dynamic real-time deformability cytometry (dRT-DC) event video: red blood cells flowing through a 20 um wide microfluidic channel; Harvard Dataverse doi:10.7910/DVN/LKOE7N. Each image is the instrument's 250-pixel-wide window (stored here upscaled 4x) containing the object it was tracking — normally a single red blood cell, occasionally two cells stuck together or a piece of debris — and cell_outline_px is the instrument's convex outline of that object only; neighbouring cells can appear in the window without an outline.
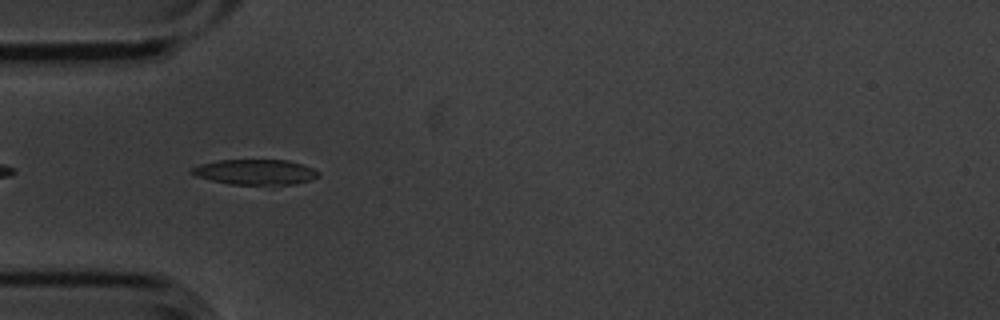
{"species": "common noctule bat (a hibernating species)", "species_latin": "Nyctalus noctula", "temperature_condition": "cold", "stored_images_in_passage": 14, "camera_frame_rate_fps": 3000, "um_per_image_px": 0.085, "animal": {"sex": "male", "body_mass_g": 20.1, "forearm_length_mm": 53.5}, "frame": {"image": 1, "passage_image": 4, "time_ms": 1.0, "image_size_px": [1000, 320], "cell_outline_px": [[320, 176], [312, 180], [296, 184], [232, 184], [212, 180], [196, 176], [188, 172], [192, 168], [200, 164], [220, 160], [288, 160], [312, 168], [320, 172]], "centroid_in_image_um": [21.73, 14.62], "position_along_channel_um": 63.3, "area_um2": 18.55}}
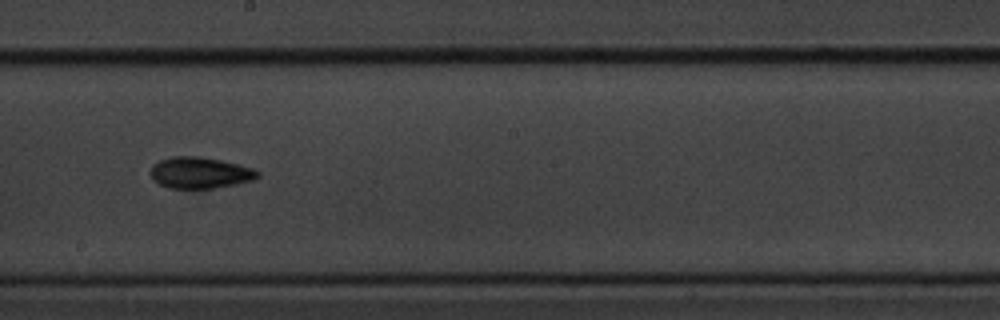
{"frame": {"image": 2, "passage_image": 8, "time_ms": 2.333, "image_size_px": [1000, 320], "cell_outline_px": [[260, 176], [252, 180], [236, 184], [212, 188], [172, 188], [160, 184], [152, 180], [152, 164], [160, 160], [172, 156], [196, 156], [220, 160], [252, 168], [260, 172]], "centroid_in_image_um": [16.99, 14.68], "position_along_channel_um": 231.2, "area_um2": 19.31}}
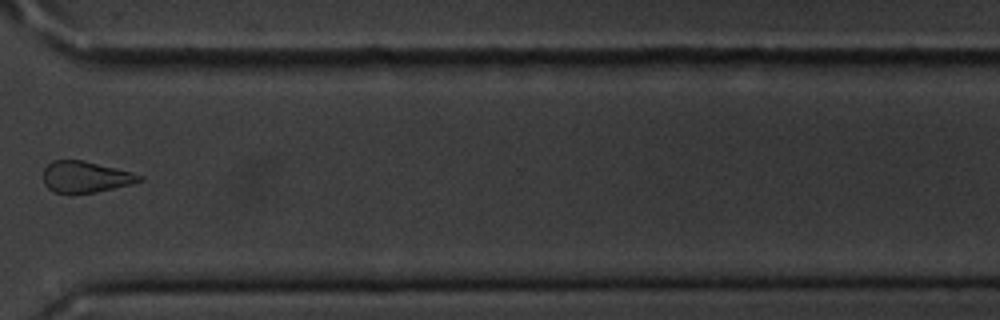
{"frame": {"image": 3, "passage_image": 11, "time_ms": 3.333, "image_size_px": [1000, 320], "cell_outline_px": [[144, 180], [132, 184], [96, 192], [56, 192], [48, 188], [44, 184], [44, 168], [52, 160], [84, 160], [132, 172], [144, 176]], "centroid_in_image_um": [7.3, 15.02], "position_along_channel_um": 363.3, "area_um2": 17.4}}